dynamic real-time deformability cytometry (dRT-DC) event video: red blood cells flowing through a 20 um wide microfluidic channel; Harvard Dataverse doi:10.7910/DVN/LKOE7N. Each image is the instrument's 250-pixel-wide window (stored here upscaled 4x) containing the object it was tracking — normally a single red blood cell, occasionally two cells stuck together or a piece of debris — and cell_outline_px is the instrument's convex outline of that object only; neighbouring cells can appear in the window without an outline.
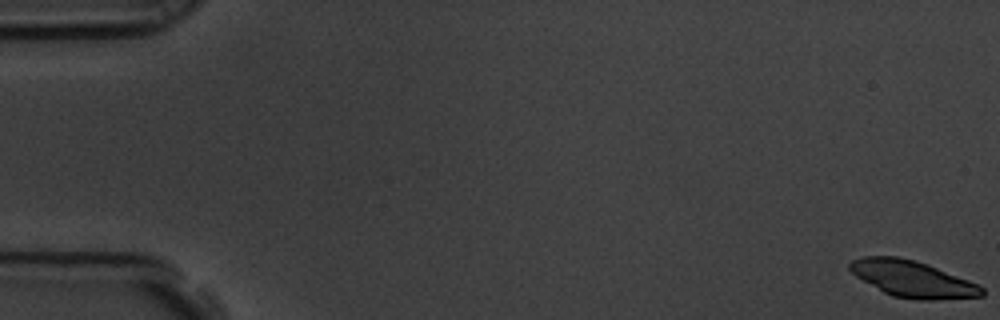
{"species": "common noctule bat (a hibernating species)", "species_latin": "Nyctalus noctula", "temperature_condition": "room temperature", "stored_images_in_passage": 58, "camera_frame_rate_fps": 3000, "um_per_image_px": 0.085, "animal": {"sex": "male", "body_mass_g": 19.5, "forearm_length_mm": 54.6}, "frame": {"image": 1, "passage_image": 1, "time_ms": 0.0, "image_size_px": [1000, 320], "cell_outline_px": [[984, 296], [932, 300], [916, 300], [892, 296], [884, 292], [856, 276], [848, 268], [848, 264], [852, 260], [860, 256], [896, 256], [916, 260], [980, 284], [984, 288]], "centroid_in_image_um": [77.57, 23.71], "position_along_channel_um": 7.4, "area_um2": 28.09}}
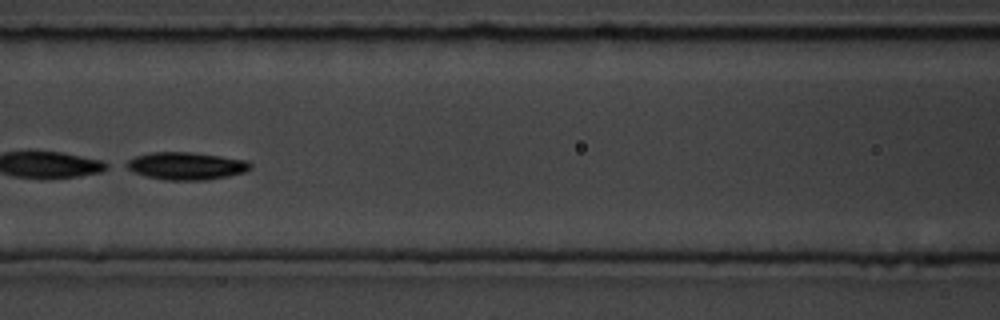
{"frame": {"image": 2, "passage_image": 27, "time_ms": 8.667, "image_size_px": [1000, 320], "cell_outline_px": [[252, 168], [244, 172], [228, 176], [204, 180], [164, 180], [144, 176], [132, 172], [124, 168], [120, 164], [136, 156], [152, 152], [192, 152], [248, 160], [252, 164]], "centroid_in_image_um": [15.76, 14.1], "position_along_channel_um": 150.8, "area_um2": 20.23}, "authors_computed_cell_mechanics": {"area_um2": 28.1197, "velocity_mm_per_s": 3.5029, "shape_relaxation_time_tau1_ms": 0.8384, "shape_relaxation_time_tau2_ms": null, "deformation_change_tau1": 0.2404, "deformation_change_tau2": null}}